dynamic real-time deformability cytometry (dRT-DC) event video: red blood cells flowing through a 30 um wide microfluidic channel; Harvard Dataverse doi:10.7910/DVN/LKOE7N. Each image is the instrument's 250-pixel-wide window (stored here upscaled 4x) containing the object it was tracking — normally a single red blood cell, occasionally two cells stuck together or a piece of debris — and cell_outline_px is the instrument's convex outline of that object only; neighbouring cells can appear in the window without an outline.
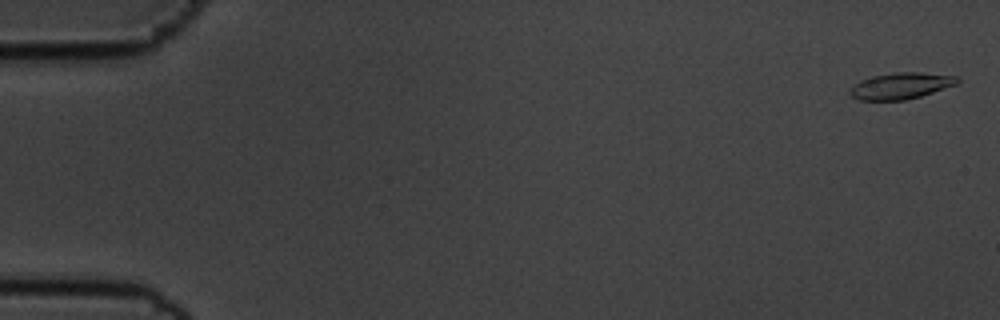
{"species": "common noctule bat (a hibernating species)", "species_latin": "Nyctalus noctula", "temperature_condition": "cold", "stored_images_in_passage": 57, "camera_frame_rate_fps": 3000, "um_per_image_px": 0.085, "animal": {"sex": "male", "body_mass_g": 19.5, "forearm_length_mm": 54.6}, "frame": {"image": 1, "passage_image": 2, "time_ms": 0.333, "image_size_px": [1000, 320], "cell_outline_px": [[960, 80], [956, 84], [920, 96], [904, 100], [860, 100], [852, 96], [848, 92], [860, 80], [872, 76], [896, 72], [920, 72], [960, 76]], "centroid_in_image_um": [76.59, 7.28], "position_along_channel_um": 8.4, "area_um2": 16.36}}
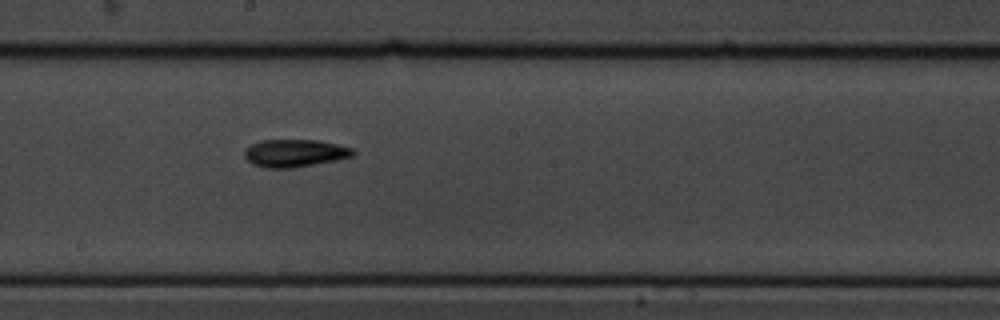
{"frame": {"image": 2, "passage_image": 32, "time_ms": 10.333, "image_size_px": [1000, 320], "cell_outline_px": [[356, 152], [352, 156], [336, 160], [292, 168], [264, 168], [252, 164], [244, 156], [244, 152], [252, 144], [260, 140], [320, 140], [352, 148]], "centroid_in_image_um": [25.05, 13.02], "position_along_channel_um": 223.2, "area_um2": 17.4}}
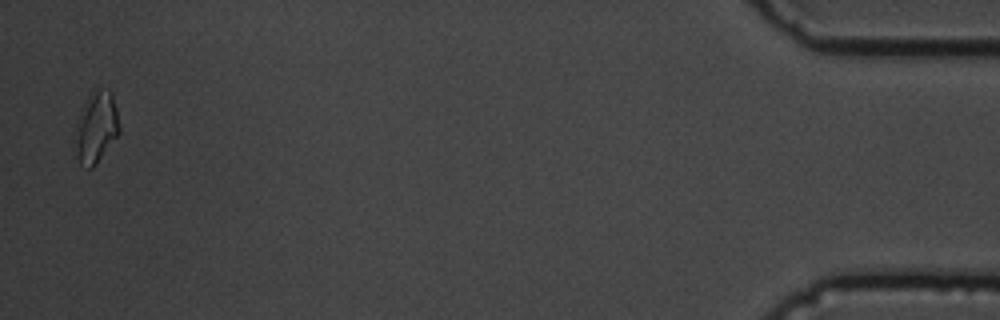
{"frame": {"image": 3, "passage_image": 56, "time_ms": 18.333, "image_size_px": [1000, 320], "cell_outline_px": [[120, 132], [92, 168], [88, 168], [80, 164], [72, 144], [80, 108], [88, 96], [96, 88], [100, 88], [112, 92], [116, 108], [120, 128]], "centroid_in_image_um": [8.13, 10.81], "position_along_channel_um": 427.1, "area_um2": 18.55}, "authors_computed_cell_mechanics": {"area_um2": 16.6464, "velocity_mm_per_s": 3.5962, "shape_relaxation_time_tau1_ms": 2.5251, "shape_relaxation_time_tau2_ms": 3.3316, "deformation_change_tau1": 0.138, "deformation_change_tau2": 0.1019}}